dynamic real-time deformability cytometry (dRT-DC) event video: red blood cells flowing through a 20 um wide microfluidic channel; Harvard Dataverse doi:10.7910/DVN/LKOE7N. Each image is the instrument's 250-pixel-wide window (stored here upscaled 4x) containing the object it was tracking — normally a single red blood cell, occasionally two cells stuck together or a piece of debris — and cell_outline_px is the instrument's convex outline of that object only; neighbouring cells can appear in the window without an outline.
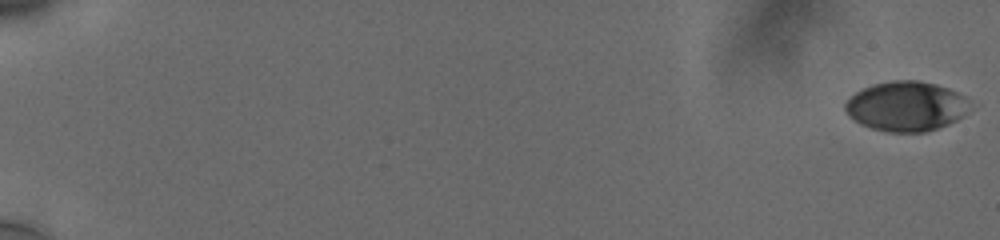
{"species": "human", "species_latin": "Homo sapiens", "temperature_condition": "cold", "stored_images_in_passage": 58, "camera_frame_rate_fps": 3000, "um_per_image_px": 0.085, "donor": {"sex": "male"}, "frame": {"image": 1, "passage_image": 1, "time_ms": 0.0, "image_size_px": [1000, 240], "cell_outline_px": [[972, 108], [956, 120], [948, 124], [924, 132], [888, 132], [872, 128], [860, 124], [848, 116], [844, 108], [844, 104], [856, 92], [872, 84], [892, 80], [916, 80], [936, 84], [948, 88], [964, 96], [972, 104]], "centroid_in_image_um": [77.03, 9.03], "position_along_channel_um": 8.0, "area_um2": 36.24}}
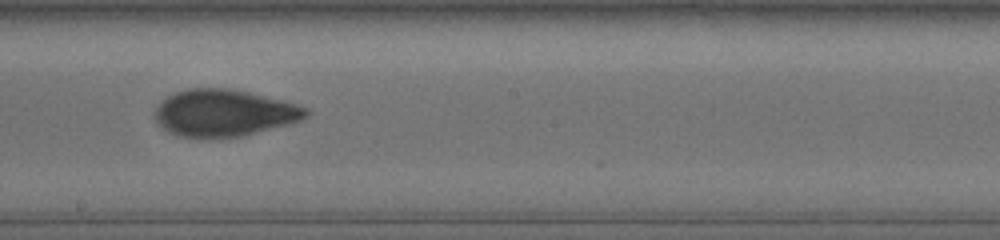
{"frame": {"image": 2, "passage_image": 36, "time_ms": 11.667, "image_size_px": [1000, 240], "cell_outline_px": [[312, 112], [308, 116], [300, 120], [288, 124], [244, 136], [208, 140], [180, 136], [168, 132], [156, 120], [156, 108], [160, 100], [176, 92], [188, 88], [224, 88], [248, 92], [284, 100], [308, 108]], "centroid_in_image_um": [19.06, 9.62], "position_along_channel_um": 229.1, "area_um2": 41.79}}
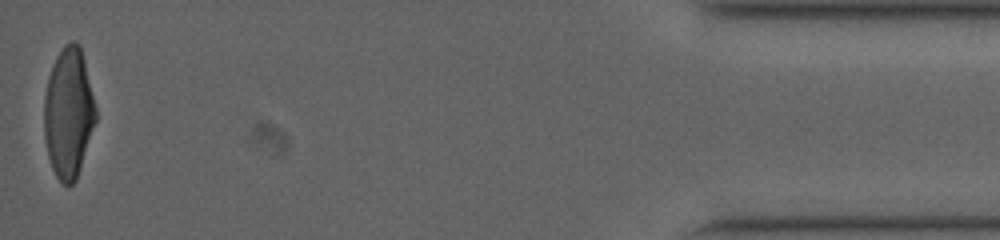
{"frame": {"image": 3, "passage_image": 58, "time_ms": 19.0, "image_size_px": [1000, 240], "cell_outline_px": [[96, 120], [76, 180], [72, 184], [64, 184], [56, 176], [52, 168], [48, 156], [44, 140], [44, 96], [48, 76], [52, 64], [56, 56], [64, 44], [72, 40], [76, 40], [80, 44], [96, 108]], "centroid_in_image_um": [5.8, 9.56], "position_along_channel_um": 429.4, "area_um2": 39.19}, "authors_computed_cell_mechanics": {"area_um2": 39.1884, "velocity_mm_per_s": 3.7686, "shape_relaxation_time_tau1_ms": 4.7151, "shape_relaxation_time_tau2_ms": 1.362, "deformation_change_tau1": 0.1794, "deformation_change_tau2": 0.0605}}